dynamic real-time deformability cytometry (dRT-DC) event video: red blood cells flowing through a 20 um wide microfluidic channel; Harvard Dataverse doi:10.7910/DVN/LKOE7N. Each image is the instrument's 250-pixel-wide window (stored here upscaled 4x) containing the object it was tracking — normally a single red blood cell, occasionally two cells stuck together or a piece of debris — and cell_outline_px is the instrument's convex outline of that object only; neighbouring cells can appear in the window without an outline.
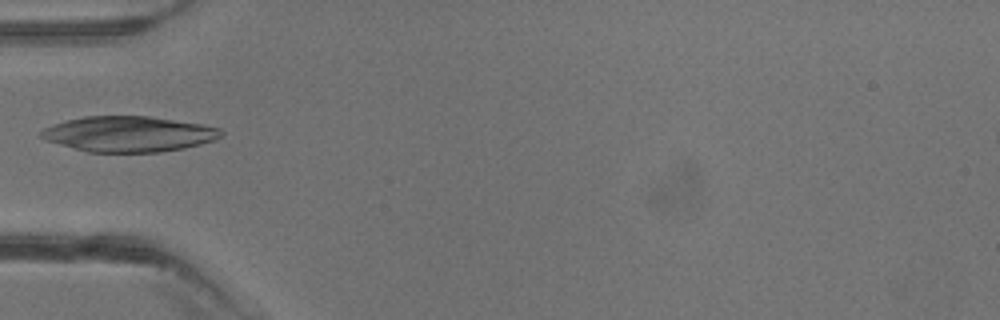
{"species": "common noctule bat (a hibernating species)", "species_latin": "Nyctalus noctula", "temperature_condition": "warm", "stored_images_in_passage": 3, "camera_frame_rate_fps": 3000, "um_per_image_px": 0.085, "animal": {"sex": "male", "body_mass_g": 13.3}, "frame": {"image": 1, "passage_image": 3, "time_ms": 3.333, "image_size_px": [1000, 320], "cell_outline_px": [[224, 132], [220, 136], [212, 140], [200, 144], [184, 148], [160, 152], [88, 152], [44, 140], [40, 136], [40, 132], [44, 128], [68, 120], [84, 116], [148, 116], [204, 124], [220, 128]], "centroid_in_image_um": [10.95, 11.39], "position_along_channel_um": 74.1, "area_um2": 37.11}}